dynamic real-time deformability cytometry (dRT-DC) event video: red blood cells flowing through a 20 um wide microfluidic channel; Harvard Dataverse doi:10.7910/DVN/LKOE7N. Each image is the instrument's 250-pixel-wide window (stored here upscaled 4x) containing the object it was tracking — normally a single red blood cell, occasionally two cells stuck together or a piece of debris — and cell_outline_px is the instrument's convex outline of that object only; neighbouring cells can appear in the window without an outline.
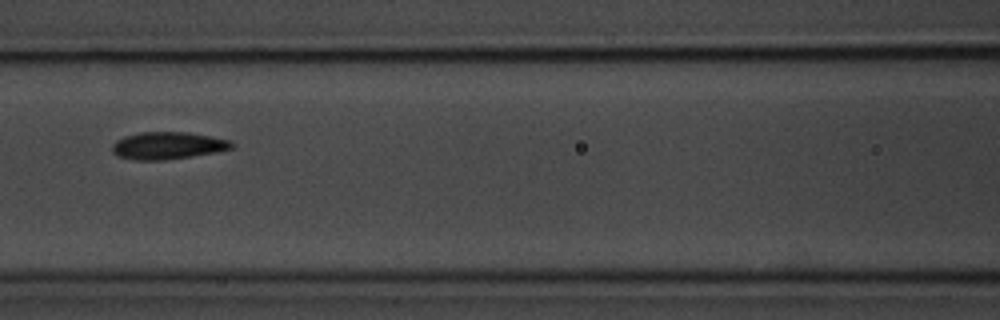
{"species": "common noctule bat (a hibernating species)", "species_latin": "Nyctalus noctula", "temperature_condition": "room temperature", "stored_images_in_passage": 9, "camera_frame_rate_fps": 3000, "um_per_image_px": 0.085, "animal": {"sex": "male", "body_mass_g": 20.1, "forearm_length_mm": 53.5}, "frame": {"image": 1, "passage_image": 7, "time_ms": 7.667, "image_size_px": [1000, 320], "cell_outline_px": [[236, 144], [232, 148], [216, 152], [192, 156], [164, 160], [132, 160], [116, 156], [112, 152], [112, 144], [116, 140], [124, 136], [140, 132], [188, 132], [212, 136], [232, 140]], "centroid_in_image_um": [14.26, 12.37], "position_along_channel_um": 152.3, "area_um2": 19.31}}
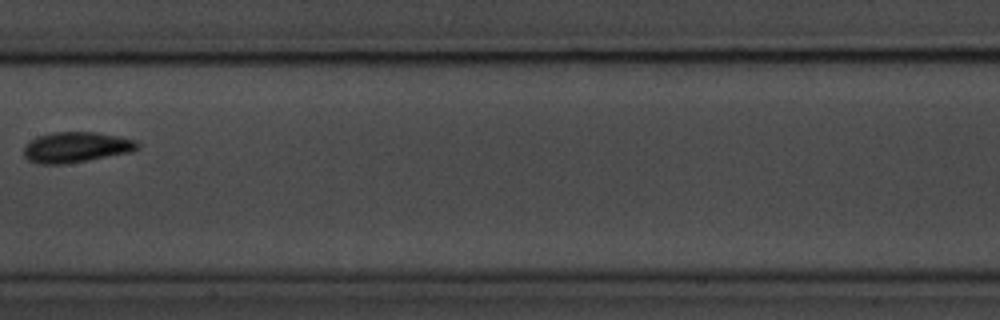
{"frame": {"image": 2, "passage_image": 8, "time_ms": 9.0, "image_size_px": [1000, 320], "cell_outline_px": [[140, 148], [132, 152], [88, 160], [64, 164], [36, 164], [28, 160], [24, 156], [24, 144], [28, 140], [36, 136], [52, 132], [96, 132], [120, 136], [136, 140], [140, 144]], "centroid_in_image_um": [6.46, 12.51], "position_along_channel_um": 200.9, "area_um2": 20.63}}